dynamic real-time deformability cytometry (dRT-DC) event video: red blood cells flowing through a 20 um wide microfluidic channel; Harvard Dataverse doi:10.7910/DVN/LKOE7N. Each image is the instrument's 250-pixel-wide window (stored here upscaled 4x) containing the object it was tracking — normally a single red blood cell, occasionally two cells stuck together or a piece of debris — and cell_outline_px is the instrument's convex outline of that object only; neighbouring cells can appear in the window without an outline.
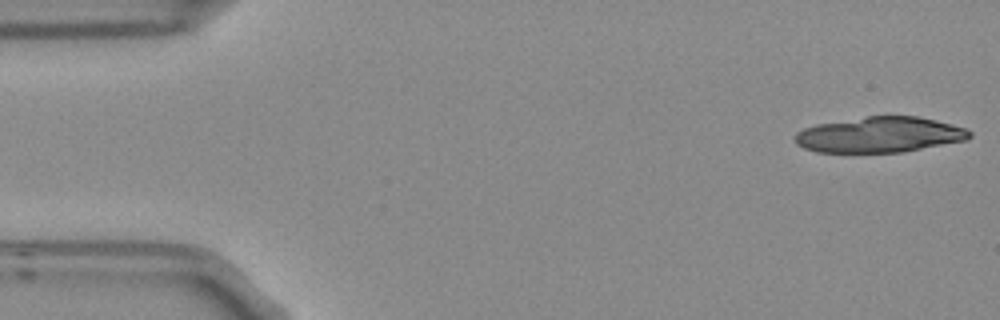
{"species": "Egyptian fruit bat (a non-hibernating species)", "species_latin": "Rousettus aegyptiacus", "temperature_condition": "room temperature", "stored_images_in_passage": 6, "camera_frame_rate_fps": 3000, "um_per_image_px": 0.085, "frame": {"image": 1, "passage_image": 1, "time_ms": 0.0, "image_size_px": [1000, 320], "cell_outline_px": [[972, 136], [968, 140], [904, 152], [816, 152], [804, 148], [796, 144], [796, 132], [804, 128], [816, 124], [868, 116], [916, 116], [936, 120], [968, 128], [972, 132]], "centroid_in_image_um": [74.82, 11.45], "position_along_channel_um": 10.2, "area_um2": 36.36}}